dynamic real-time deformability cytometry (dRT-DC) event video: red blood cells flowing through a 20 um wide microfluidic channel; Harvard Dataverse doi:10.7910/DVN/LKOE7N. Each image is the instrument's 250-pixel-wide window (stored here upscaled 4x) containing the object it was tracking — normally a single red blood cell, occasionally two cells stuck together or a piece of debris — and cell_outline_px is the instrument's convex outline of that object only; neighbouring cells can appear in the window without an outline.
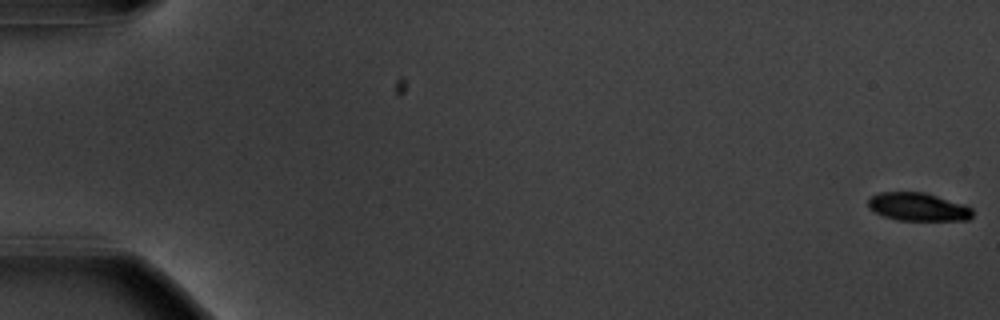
{"species": "common noctule bat (a hibernating species)", "species_latin": "Nyctalus noctula", "temperature_condition": "warm", "stored_images_in_passage": 57, "camera_frame_rate_fps": 3000, "um_per_image_px": 0.085, "animal": {"sex": "male", "body_mass_g": 20.1, "forearm_length_mm": 53.5}, "frame": {"image": 1, "passage_image": 1, "time_ms": 0.0, "image_size_px": [1000, 320], "cell_outline_px": [[972, 216], [968, 220], [896, 220], [884, 216], [868, 208], [868, 200], [872, 196], [880, 192], [924, 192], [964, 204], [972, 208]], "centroid_in_image_um": [78.03, 17.58], "position_along_channel_um": 7.0, "area_um2": 17.05}}
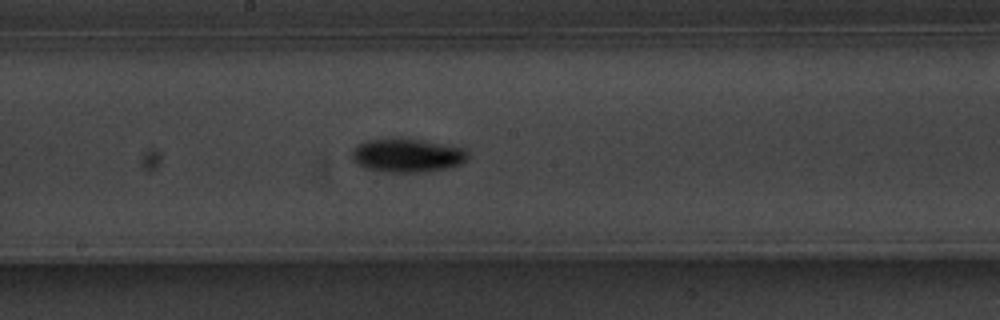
{"frame": {"image": 2, "passage_image": 32, "time_ms": 10.333, "image_size_px": [1000, 320], "cell_outline_px": [[468, 156], [460, 164], [448, 168], [424, 172], [384, 172], [368, 168], [356, 164], [352, 160], [352, 152], [360, 144], [368, 140], [420, 140], [460, 148], [468, 152]], "centroid_in_image_um": [34.6, 13.25], "position_along_channel_um": 213.6, "area_um2": 21.91}}
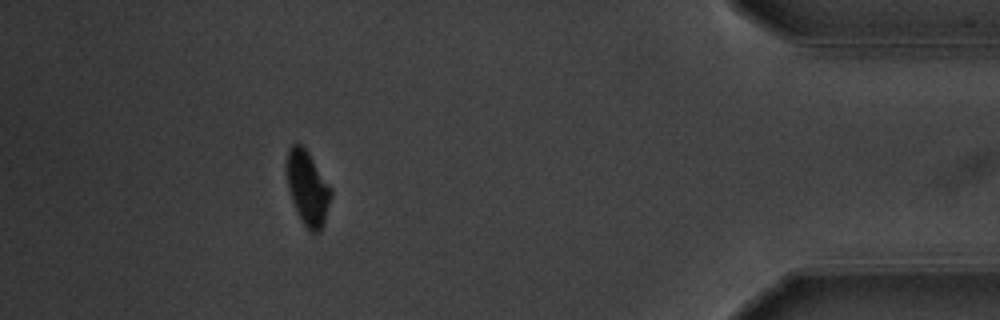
{"frame": {"image": 3, "passage_image": 52, "time_ms": 17.0, "image_size_px": [1000, 320], "cell_outline_px": [[332, 192], [324, 220], [320, 232], [312, 232], [304, 224], [292, 200], [288, 188], [288, 148], [292, 144], [300, 144], [308, 152], [332, 188]], "centroid_in_image_um": [26.17, 15.97], "position_along_channel_um": 409.0, "area_um2": 18.44}, "authors_computed_cell_mechanics": {"area_um2": 19.4786, "velocity_mm_per_s": 3.6344, "shape_relaxation_time_tau1_ms": 1.9184, "shape_relaxation_time_tau2_ms": null, "deformation_change_tau1": 0.1223, "deformation_change_tau2": null}}